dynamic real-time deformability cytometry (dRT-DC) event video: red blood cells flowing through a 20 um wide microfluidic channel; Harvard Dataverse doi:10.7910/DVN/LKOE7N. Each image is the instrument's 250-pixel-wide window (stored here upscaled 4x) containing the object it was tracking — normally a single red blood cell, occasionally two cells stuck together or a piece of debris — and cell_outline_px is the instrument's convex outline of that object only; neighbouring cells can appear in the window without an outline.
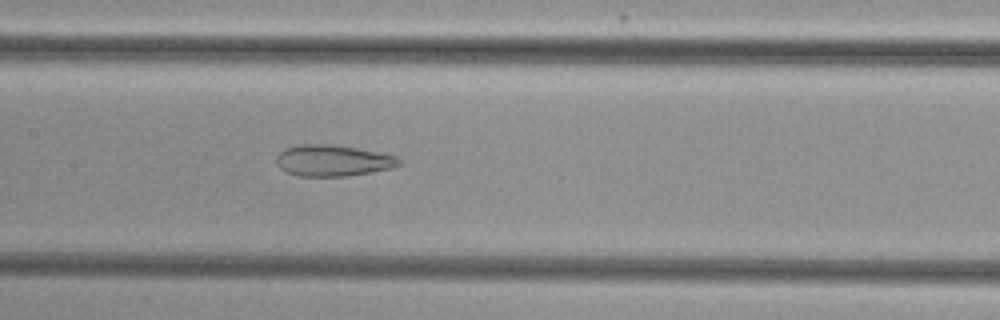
{"species": "common noctule bat (a hibernating species)", "species_latin": "Nyctalus noctula", "temperature_condition": "cold", "stored_images_in_passage": 54, "camera_frame_rate_fps": 3000, "um_per_image_px": 0.085, "animal": {"sex": "female", "body_mass_g": 29.2, "forearm_length_mm": 56.3}, "frame": {"image": 1, "passage_image": 27, "time_ms": 8.667, "image_size_px": [1000, 320], "cell_outline_px": [[404, 164], [392, 168], [348, 176], [300, 176], [284, 172], [280, 168], [276, 160], [276, 156], [284, 148], [304, 144], [332, 144], [356, 148], [396, 156]], "centroid_in_image_um": [28.28, 13.65], "position_along_channel_um": 179.1, "area_um2": 22.37}}
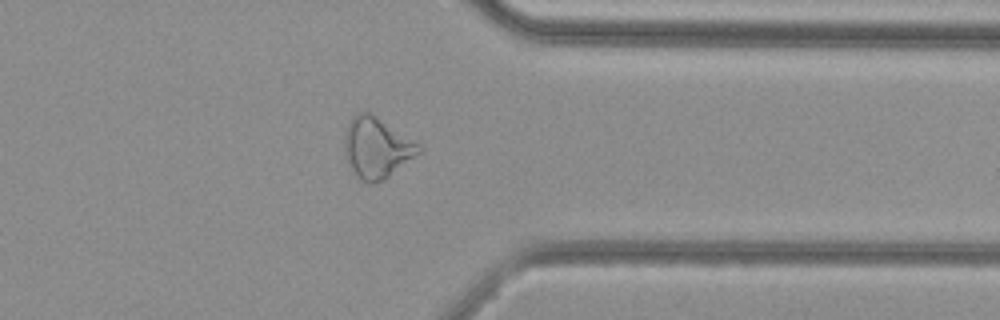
{"frame": {"image": 2, "passage_image": 43, "time_ms": 14.0, "image_size_px": [1000, 320], "cell_outline_px": [[424, 148], [420, 152], [388, 176], [380, 180], [368, 184], [352, 176], [344, 152], [344, 132], [348, 120], [356, 112], [364, 108], [420, 144]], "centroid_in_image_um": [31.94, 12.52], "position_along_channel_um": 379.5, "area_um2": 26.7}}
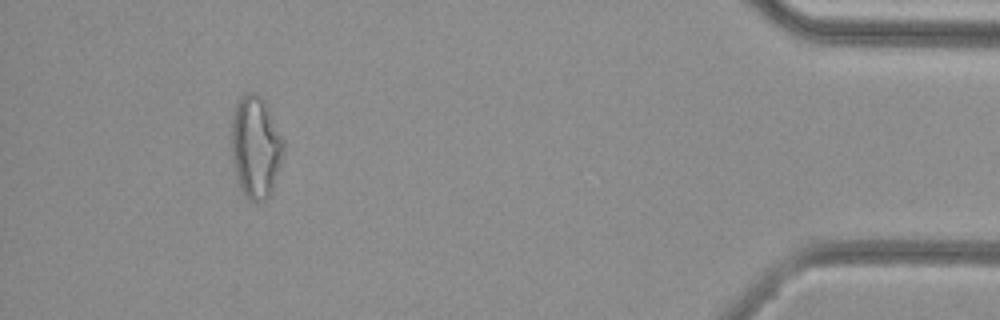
{"frame": {"image": 3, "passage_image": 50, "time_ms": 16.333, "image_size_px": [1000, 320], "cell_outline_px": [[284, 148], [272, 192], [264, 200], [248, 200], [244, 196], [240, 188], [236, 176], [232, 152], [232, 116], [236, 104], [240, 96], [244, 92], [252, 92], [260, 96], [264, 100], [284, 140]], "centroid_in_image_um": [21.72, 12.48], "position_along_channel_um": 413.5, "area_um2": 30.75}, "authors_computed_cell_mechanics": {"area_um2": 28.9289, "velocity_mm_per_s": 3.8552, "shape_relaxation_time_tau1_ms": null, "shape_relaxation_time_tau2_ms": 2.0499, "deformation_change_tau1": null, "deformation_change_tau2": 0.11}}